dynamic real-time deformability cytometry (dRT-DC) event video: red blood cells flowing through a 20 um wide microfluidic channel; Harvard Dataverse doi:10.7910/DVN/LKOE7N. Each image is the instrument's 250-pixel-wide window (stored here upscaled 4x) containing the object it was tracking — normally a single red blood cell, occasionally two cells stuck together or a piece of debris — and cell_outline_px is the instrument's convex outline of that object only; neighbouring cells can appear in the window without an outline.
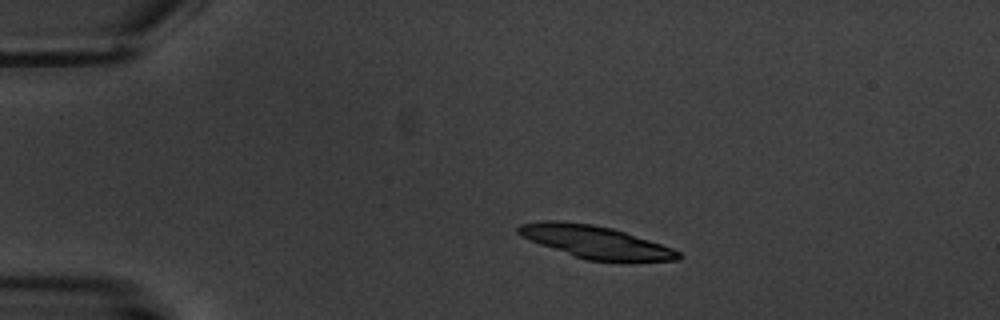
{"species": "common noctule bat (a hibernating species)", "species_latin": "Nyctalus noctula", "temperature_condition": "warm", "stored_images_in_passage": 4, "camera_frame_rate_fps": 3000, "um_per_image_px": 0.085, "animal": {"sex": "male", "body_mass_g": 20.1, "forearm_length_mm": 53.5}, "frame": {"image": 1, "passage_image": 2, "time_ms": 1.333, "image_size_px": [1000, 320], "cell_outline_px": [[684, 256], [680, 260], [588, 260], [540, 244], [520, 236], [516, 232], [516, 228], [520, 224], [540, 220], [560, 220], [592, 224], [612, 228], [672, 248], [680, 252]], "centroid_in_image_um": [50.55, 20.53], "position_along_channel_um": 34.5, "area_um2": 29.77}}